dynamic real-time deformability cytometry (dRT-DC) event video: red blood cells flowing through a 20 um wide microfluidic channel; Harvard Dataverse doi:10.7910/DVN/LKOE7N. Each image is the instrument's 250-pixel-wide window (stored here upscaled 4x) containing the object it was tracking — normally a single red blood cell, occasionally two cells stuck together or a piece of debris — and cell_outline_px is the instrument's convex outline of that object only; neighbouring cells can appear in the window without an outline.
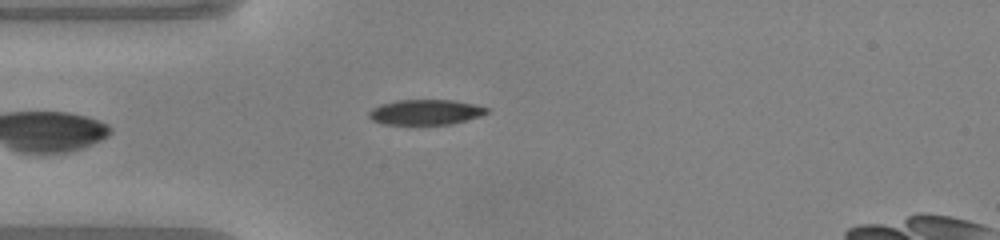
{"species": "common noctule bat (a hibernating species)", "species_latin": "Nyctalus noctula", "temperature_condition": "warm", "stored_images_in_passage": 35, "camera_frame_rate_fps": 3000, "um_per_image_px": 0.085, "animal": {"sex": "male", "body_mass_g": 20.0, "forearm_length_mm": 53.3}, "frame": {"image": 1, "passage_image": 1, "time_ms": 0.0, "image_size_px": [1000, 240], "cell_outline_px": [[488, 112], [480, 116], [452, 124], [380, 124], [372, 120], [368, 116], [368, 112], [372, 108], [380, 104], [396, 100], [452, 100], [476, 104], [488, 108]], "centroid_in_image_um": [36.14, 9.53], "position_along_channel_um": 48.9, "area_um2": 17.4}}
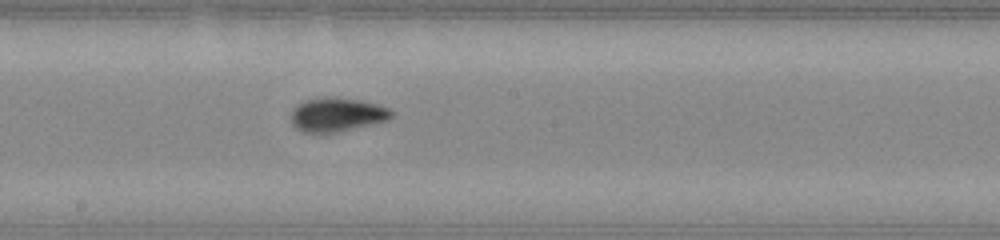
{"frame": {"image": 2, "passage_image": 14, "time_ms": 4.333, "image_size_px": [1000, 240], "cell_outline_px": [[396, 112], [388, 120], [372, 124], [336, 132], [304, 132], [296, 128], [292, 124], [288, 116], [292, 108], [296, 104], [304, 100], [328, 96], [336, 96], [360, 100], [376, 104], [388, 108]], "centroid_in_image_um": [28.59, 9.72], "position_along_channel_um": 219.6, "area_um2": 20.17}}
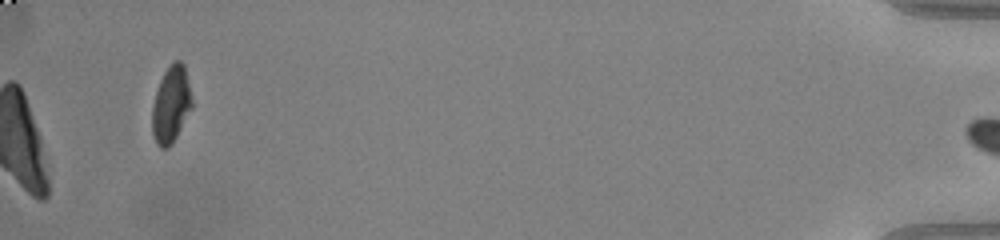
{"frame": {"image": 3, "passage_image": 35, "time_ms": 11.333, "image_size_px": [1000, 240], "cell_outline_px": [[192, 108], [172, 144], [168, 148], [160, 148], [156, 144], [152, 136], [152, 104], [160, 80], [164, 72], [176, 60], [180, 60], [184, 64], [192, 100]], "centroid_in_image_um": [14.52, 8.93], "position_along_channel_um": 420.7, "area_um2": 17.74}, "authors_computed_cell_mechanics": {"area_um2": 19.363, "velocity_mm_per_s": 4.1138, "shape_relaxation_time_tau1_ms": 3.1234, "shape_relaxation_time_tau2_ms": 1.6894, "deformation_change_tau1": 0.1861, "deformation_change_tau2": 0.0497}}